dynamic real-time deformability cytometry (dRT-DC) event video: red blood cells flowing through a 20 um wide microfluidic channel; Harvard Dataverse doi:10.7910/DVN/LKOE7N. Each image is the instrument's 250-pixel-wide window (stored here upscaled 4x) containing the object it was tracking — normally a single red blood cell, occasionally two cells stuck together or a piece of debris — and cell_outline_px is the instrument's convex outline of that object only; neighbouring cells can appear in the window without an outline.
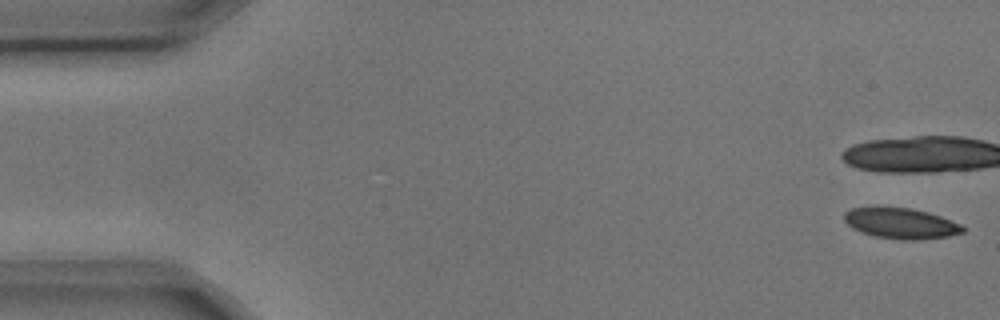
{"species": "common noctule bat (a hibernating species)", "species_latin": "Nyctalus noctula", "temperature_condition": "cold", "stored_images_in_passage": 7, "camera_frame_rate_fps": 3000, "um_per_image_px": 0.085, "animal": {"sex": "male", "body_mass_g": 17.9, "forearm_length_mm": 54.2}, "frame": {"image": 1, "passage_image": 1, "time_ms": 0.0, "image_size_px": [1000, 320], "cell_outline_px": [[964, 232], [948, 236], [920, 240], [904, 240], [876, 236], [860, 232], [852, 228], [844, 220], [844, 212], [852, 208], [908, 208], [928, 212], [940, 216], [960, 224], [964, 228]], "centroid_in_image_um": [76.58, 19.0], "position_along_channel_um": 8.4, "area_um2": 20.87}}
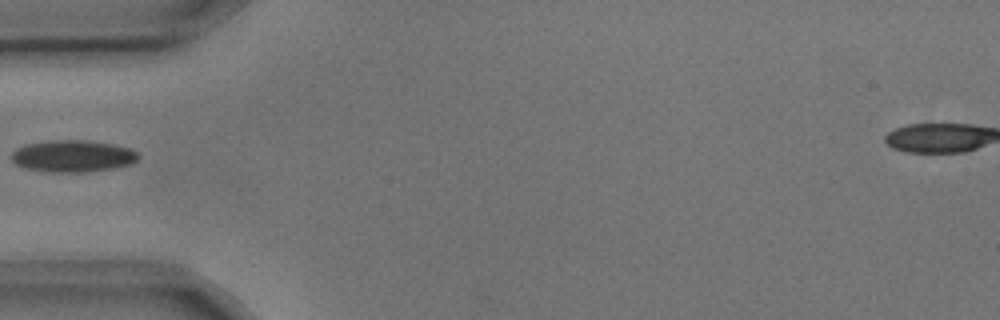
{"frame": {"image": 2, "passage_image": 6, "time_ms": 1.667, "image_size_px": [1000, 320], "cell_outline_px": [[140, 156], [132, 164], [116, 168], [84, 172], [52, 172], [24, 168], [16, 164], [12, 160], [12, 152], [16, 148], [28, 144], [52, 140], [84, 140], [112, 144], [132, 148]], "centroid_in_image_um": [6.22, 13.27], "position_along_channel_um": 78.8, "area_um2": 23.58}}